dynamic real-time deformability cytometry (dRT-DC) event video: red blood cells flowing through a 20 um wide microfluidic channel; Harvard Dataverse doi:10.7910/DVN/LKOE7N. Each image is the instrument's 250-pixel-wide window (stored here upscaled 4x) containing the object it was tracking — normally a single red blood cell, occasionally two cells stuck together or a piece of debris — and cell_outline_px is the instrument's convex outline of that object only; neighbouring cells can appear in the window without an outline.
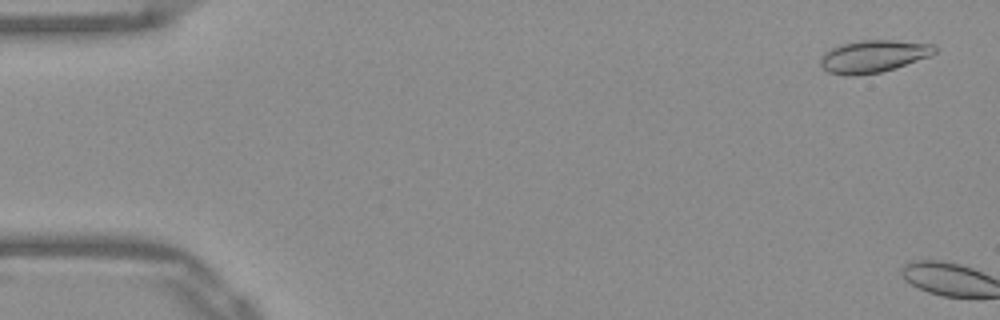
{"species": "Egyptian fruit bat (a non-hibernating species)", "species_latin": "Rousettus aegyptiacus", "temperature_condition": "warm", "stored_images_in_passage": 4, "camera_frame_rate_fps": 3000, "um_per_image_px": 0.085, "frame": {"image": 1, "passage_image": 2, "time_ms": 0.333, "image_size_px": [1000, 320], "cell_outline_px": [[936, 52], [932, 56], [896, 68], [880, 72], [856, 76], [848, 76], [828, 72], [820, 64], [820, 60], [824, 52], [840, 44], [860, 40], [892, 40], [932, 44], [936, 48]], "centroid_in_image_um": [74.24, 4.79], "position_along_channel_um": 10.8, "area_um2": 21.68}}